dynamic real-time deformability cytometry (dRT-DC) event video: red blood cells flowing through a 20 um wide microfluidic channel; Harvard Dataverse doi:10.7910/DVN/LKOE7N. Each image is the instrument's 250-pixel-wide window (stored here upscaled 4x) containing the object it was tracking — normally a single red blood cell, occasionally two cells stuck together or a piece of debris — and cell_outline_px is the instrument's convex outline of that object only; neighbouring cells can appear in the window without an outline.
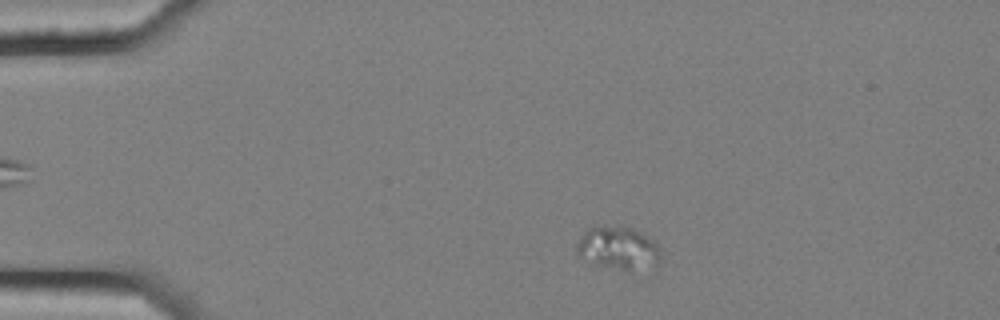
{"species": "common noctule bat (a hibernating species)", "species_latin": "Nyctalus noctula", "temperature_condition": "cold", "stored_images_in_passage": 4, "camera_frame_rate_fps": 3000, "um_per_image_px": 0.085, "animal": {"sex": "female", "body_mass_g": 25.1}, "frame": {"image": 1, "passage_image": 1, "time_ms": 0.0, "image_size_px": [1000, 320], "cell_outline_px": [[660, 260], [628, 272], [588, 264], [576, 256], [576, 244], [580, 236], [588, 228], [632, 228], [640, 232], [652, 240], [660, 248]], "centroid_in_image_um": [52.44, 21.14], "position_along_channel_um": 32.6, "area_um2": 20.81}}